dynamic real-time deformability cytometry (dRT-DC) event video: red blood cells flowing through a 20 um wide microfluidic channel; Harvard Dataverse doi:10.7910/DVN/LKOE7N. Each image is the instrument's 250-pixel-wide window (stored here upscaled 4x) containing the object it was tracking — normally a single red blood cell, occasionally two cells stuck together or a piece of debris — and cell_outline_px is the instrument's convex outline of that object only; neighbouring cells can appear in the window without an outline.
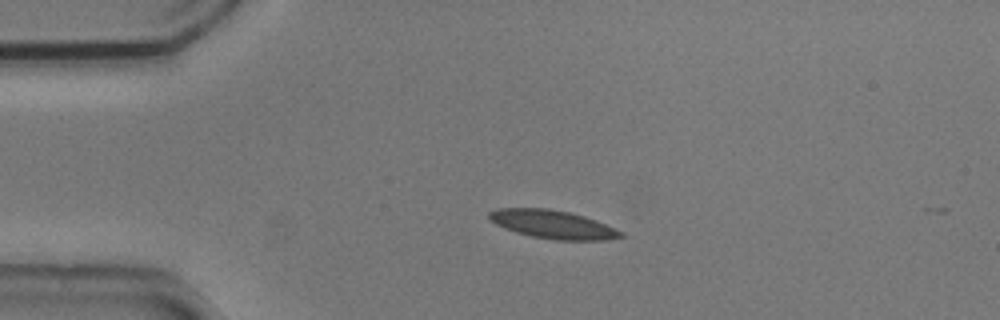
{"species": "common noctule bat (a hibernating species)", "species_latin": "Nyctalus noctula", "temperature_condition": "cold", "stored_images_in_passage": 4, "camera_frame_rate_fps": 3000, "um_per_image_px": 0.085, "animal": {"sex": "male", "body_mass_g": 20.5, "forearm_length_mm": 52.5}, "frame": {"image": 1, "passage_image": 1, "time_ms": 0.0, "image_size_px": [1000, 320], "cell_outline_px": [[624, 236], [604, 240], [556, 240], [532, 236], [516, 232], [504, 228], [496, 224], [488, 216], [488, 212], [496, 208], [548, 208], [568, 212], [584, 216], [596, 220], [624, 232]], "centroid_in_image_um": [46.99, 19.07], "position_along_channel_um": 38.0, "area_um2": 21.68}}